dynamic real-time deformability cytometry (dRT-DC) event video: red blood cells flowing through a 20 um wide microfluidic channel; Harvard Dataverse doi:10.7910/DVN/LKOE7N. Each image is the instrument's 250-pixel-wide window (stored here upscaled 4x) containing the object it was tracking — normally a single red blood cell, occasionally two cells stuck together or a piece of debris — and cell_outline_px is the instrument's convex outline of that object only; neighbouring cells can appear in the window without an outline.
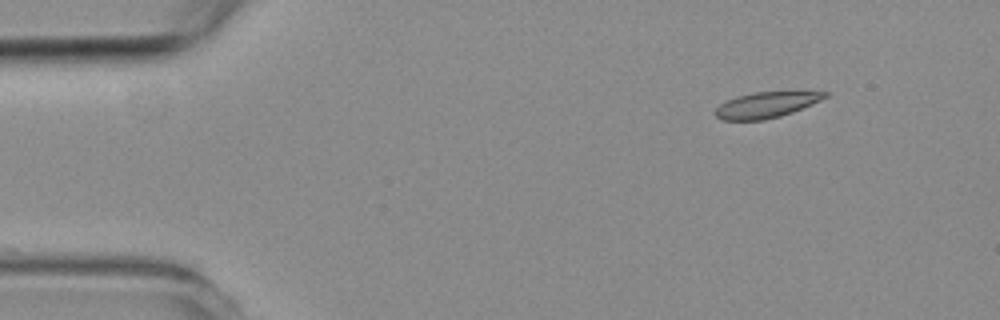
{"species": "common noctule bat (a hibernating species)", "species_latin": "Nyctalus noctula", "temperature_condition": "room temperature", "stored_images_in_passage": 3, "camera_frame_rate_fps": 3000, "um_per_image_px": 0.085, "animal": {"sex": "female", "body_mass_g": 19.3, "forearm_length_mm": 54.1}, "frame": {"image": 1, "passage_image": 1, "time_ms": 0.0, "image_size_px": [1000, 320], "cell_outline_px": [[828, 96], [820, 100], [792, 112], [780, 116], [764, 120], [724, 120], [716, 116], [712, 112], [720, 104], [728, 100], [740, 96], [756, 92], [828, 92]], "centroid_in_image_um": [65.09, 8.93], "position_along_channel_um": 19.9, "area_um2": 16.07}}